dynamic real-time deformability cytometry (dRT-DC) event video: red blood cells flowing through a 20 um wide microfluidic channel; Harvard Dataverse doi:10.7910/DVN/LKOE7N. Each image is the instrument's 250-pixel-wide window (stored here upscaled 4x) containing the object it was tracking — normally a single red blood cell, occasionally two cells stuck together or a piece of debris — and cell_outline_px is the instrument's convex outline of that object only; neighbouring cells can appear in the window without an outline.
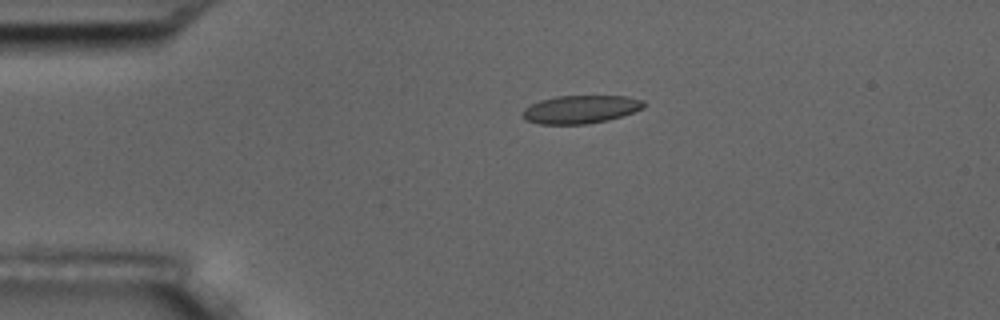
{"species": "common noctule bat (a hibernating species)", "species_latin": "Nyctalus noctula", "temperature_condition": "room temperature", "stored_images_in_passage": 5, "camera_frame_rate_fps": 3000, "um_per_image_px": 0.085, "animal": {"sex": "male", "body_mass_g": 17.5, "forearm_length_mm": 52.3}, "frame": {"image": 1, "passage_image": 2, "time_ms": 0.333, "image_size_px": [1000, 320], "cell_outline_px": [[644, 108], [608, 120], [588, 124], [540, 124], [524, 120], [520, 116], [524, 108], [540, 100], [556, 96], [628, 96], [644, 100]], "centroid_in_image_um": [49.32, 9.3], "position_along_channel_um": 35.7, "area_um2": 19.94}}
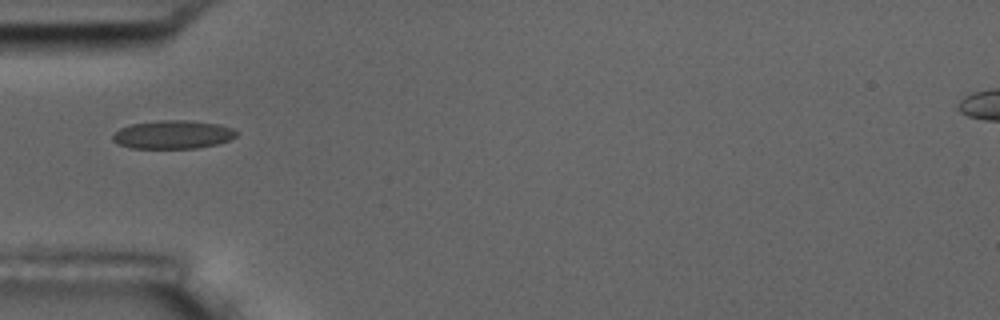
{"frame": {"image": 2, "passage_image": 4, "time_ms": 1.0, "image_size_px": [1000, 320], "cell_outline_px": [[236, 136], [228, 140], [216, 144], [196, 148], [132, 148], [116, 144], [112, 140], [112, 136], [120, 128], [132, 124], [156, 120], [188, 120], [220, 124], [232, 128], [236, 132]], "centroid_in_image_um": [14.67, 11.43], "position_along_channel_um": 70.3, "area_um2": 20.46}}